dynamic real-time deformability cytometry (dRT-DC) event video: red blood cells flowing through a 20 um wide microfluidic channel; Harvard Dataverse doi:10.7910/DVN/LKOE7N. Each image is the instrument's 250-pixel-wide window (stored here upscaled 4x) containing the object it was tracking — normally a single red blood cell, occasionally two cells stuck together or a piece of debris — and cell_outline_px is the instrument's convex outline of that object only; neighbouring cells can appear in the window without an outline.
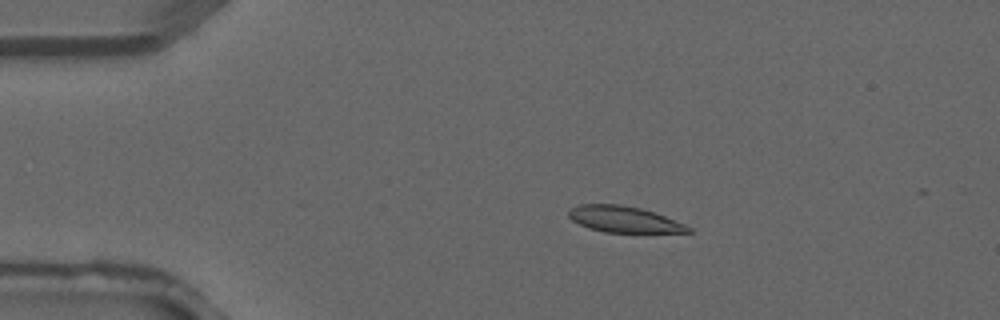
{"species": "common noctule bat (a hibernating species)", "species_latin": "Nyctalus noctula", "temperature_condition": "warm", "stored_images_in_passage": 4, "camera_frame_rate_fps": 3000, "um_per_image_px": 0.085, "animal": {"sex": "male", "forearm_length_mm": 52.5}, "frame": {"image": 1, "passage_image": 3, "time_ms": 0.667, "image_size_px": [1000, 320], "cell_outline_px": [[692, 232], [604, 232], [588, 228], [572, 220], [568, 216], [568, 212], [572, 208], [580, 204], [620, 204], [640, 208], [664, 216], [684, 224], [692, 228]], "centroid_in_image_um": [53.01, 18.64], "position_along_channel_um": 32.0, "area_um2": 17.98}}